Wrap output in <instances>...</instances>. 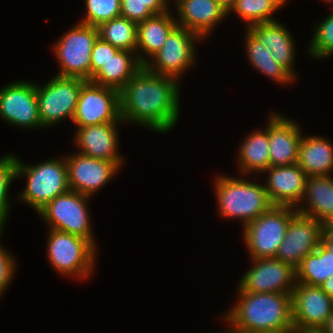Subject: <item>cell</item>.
Here are the masks:
<instances>
[{
    "label": "cell",
    "instance_id": "obj_1",
    "mask_svg": "<svg viewBox=\"0 0 333 333\" xmlns=\"http://www.w3.org/2000/svg\"><path fill=\"white\" fill-rule=\"evenodd\" d=\"M177 79L150 72L143 66L120 91L121 118L164 132L179 114Z\"/></svg>",
    "mask_w": 333,
    "mask_h": 333
},
{
    "label": "cell",
    "instance_id": "obj_2",
    "mask_svg": "<svg viewBox=\"0 0 333 333\" xmlns=\"http://www.w3.org/2000/svg\"><path fill=\"white\" fill-rule=\"evenodd\" d=\"M240 301L228 313L230 333H292V298L283 293L239 292Z\"/></svg>",
    "mask_w": 333,
    "mask_h": 333
},
{
    "label": "cell",
    "instance_id": "obj_3",
    "mask_svg": "<svg viewBox=\"0 0 333 333\" xmlns=\"http://www.w3.org/2000/svg\"><path fill=\"white\" fill-rule=\"evenodd\" d=\"M216 190L221 214L240 217L245 226L274 206L260 184L224 176L217 179Z\"/></svg>",
    "mask_w": 333,
    "mask_h": 333
},
{
    "label": "cell",
    "instance_id": "obj_4",
    "mask_svg": "<svg viewBox=\"0 0 333 333\" xmlns=\"http://www.w3.org/2000/svg\"><path fill=\"white\" fill-rule=\"evenodd\" d=\"M27 187L21 199L33 206L37 212L58 195L70 190L66 160H50L36 166H23L16 158V177L25 174Z\"/></svg>",
    "mask_w": 333,
    "mask_h": 333
},
{
    "label": "cell",
    "instance_id": "obj_5",
    "mask_svg": "<svg viewBox=\"0 0 333 333\" xmlns=\"http://www.w3.org/2000/svg\"><path fill=\"white\" fill-rule=\"evenodd\" d=\"M290 206H273L244 226V237L253 259L274 258L290 220L298 213Z\"/></svg>",
    "mask_w": 333,
    "mask_h": 333
},
{
    "label": "cell",
    "instance_id": "obj_6",
    "mask_svg": "<svg viewBox=\"0 0 333 333\" xmlns=\"http://www.w3.org/2000/svg\"><path fill=\"white\" fill-rule=\"evenodd\" d=\"M99 37L97 27L78 24L55 45L61 72L58 76L90 81L91 52Z\"/></svg>",
    "mask_w": 333,
    "mask_h": 333
},
{
    "label": "cell",
    "instance_id": "obj_7",
    "mask_svg": "<svg viewBox=\"0 0 333 333\" xmlns=\"http://www.w3.org/2000/svg\"><path fill=\"white\" fill-rule=\"evenodd\" d=\"M72 120L78 128L122 121L120 92L86 81L80 90Z\"/></svg>",
    "mask_w": 333,
    "mask_h": 333
},
{
    "label": "cell",
    "instance_id": "obj_8",
    "mask_svg": "<svg viewBox=\"0 0 333 333\" xmlns=\"http://www.w3.org/2000/svg\"><path fill=\"white\" fill-rule=\"evenodd\" d=\"M88 195L69 190L58 195L42 207L38 213L51 225V229L80 236L94 246L86 199Z\"/></svg>",
    "mask_w": 333,
    "mask_h": 333
},
{
    "label": "cell",
    "instance_id": "obj_9",
    "mask_svg": "<svg viewBox=\"0 0 333 333\" xmlns=\"http://www.w3.org/2000/svg\"><path fill=\"white\" fill-rule=\"evenodd\" d=\"M48 256L60 273L86 277L94 263L95 246L87 239L51 229Z\"/></svg>",
    "mask_w": 333,
    "mask_h": 333
},
{
    "label": "cell",
    "instance_id": "obj_10",
    "mask_svg": "<svg viewBox=\"0 0 333 333\" xmlns=\"http://www.w3.org/2000/svg\"><path fill=\"white\" fill-rule=\"evenodd\" d=\"M85 82L80 78L56 76L43 88L36 85L42 127L66 117L73 119L79 93Z\"/></svg>",
    "mask_w": 333,
    "mask_h": 333
},
{
    "label": "cell",
    "instance_id": "obj_11",
    "mask_svg": "<svg viewBox=\"0 0 333 333\" xmlns=\"http://www.w3.org/2000/svg\"><path fill=\"white\" fill-rule=\"evenodd\" d=\"M323 226L320 221L297 213L288 224L275 258L296 269L321 244Z\"/></svg>",
    "mask_w": 333,
    "mask_h": 333
},
{
    "label": "cell",
    "instance_id": "obj_12",
    "mask_svg": "<svg viewBox=\"0 0 333 333\" xmlns=\"http://www.w3.org/2000/svg\"><path fill=\"white\" fill-rule=\"evenodd\" d=\"M292 291L294 330L321 329L333 311V299L318 286L295 283Z\"/></svg>",
    "mask_w": 333,
    "mask_h": 333
},
{
    "label": "cell",
    "instance_id": "obj_13",
    "mask_svg": "<svg viewBox=\"0 0 333 333\" xmlns=\"http://www.w3.org/2000/svg\"><path fill=\"white\" fill-rule=\"evenodd\" d=\"M253 261L256 262V265H254L241 280L240 292H268L292 295L295 283H292V287L291 282L297 280L295 279V268L275 257L253 259Z\"/></svg>",
    "mask_w": 333,
    "mask_h": 333
},
{
    "label": "cell",
    "instance_id": "obj_14",
    "mask_svg": "<svg viewBox=\"0 0 333 333\" xmlns=\"http://www.w3.org/2000/svg\"><path fill=\"white\" fill-rule=\"evenodd\" d=\"M195 38L200 37L177 25L170 32L162 48L153 56L154 59L156 57L158 69L150 65L149 61L144 66L156 75L177 78L193 62Z\"/></svg>",
    "mask_w": 333,
    "mask_h": 333
},
{
    "label": "cell",
    "instance_id": "obj_15",
    "mask_svg": "<svg viewBox=\"0 0 333 333\" xmlns=\"http://www.w3.org/2000/svg\"><path fill=\"white\" fill-rule=\"evenodd\" d=\"M0 116L18 126L41 127L36 85L15 82L1 89Z\"/></svg>",
    "mask_w": 333,
    "mask_h": 333
},
{
    "label": "cell",
    "instance_id": "obj_16",
    "mask_svg": "<svg viewBox=\"0 0 333 333\" xmlns=\"http://www.w3.org/2000/svg\"><path fill=\"white\" fill-rule=\"evenodd\" d=\"M68 184L72 191L91 195L116 173L114 162L88 157L81 153L66 159Z\"/></svg>",
    "mask_w": 333,
    "mask_h": 333
},
{
    "label": "cell",
    "instance_id": "obj_17",
    "mask_svg": "<svg viewBox=\"0 0 333 333\" xmlns=\"http://www.w3.org/2000/svg\"><path fill=\"white\" fill-rule=\"evenodd\" d=\"M268 185L264 186L274 206H296L304 197L308 176L297 165L270 166Z\"/></svg>",
    "mask_w": 333,
    "mask_h": 333
},
{
    "label": "cell",
    "instance_id": "obj_18",
    "mask_svg": "<svg viewBox=\"0 0 333 333\" xmlns=\"http://www.w3.org/2000/svg\"><path fill=\"white\" fill-rule=\"evenodd\" d=\"M268 126L270 166L297 164L302 137L298 126L276 114Z\"/></svg>",
    "mask_w": 333,
    "mask_h": 333
},
{
    "label": "cell",
    "instance_id": "obj_19",
    "mask_svg": "<svg viewBox=\"0 0 333 333\" xmlns=\"http://www.w3.org/2000/svg\"><path fill=\"white\" fill-rule=\"evenodd\" d=\"M116 123L90 125L78 128L77 144L80 146L83 155L114 162L118 167L121 164V157L116 153L117 135Z\"/></svg>",
    "mask_w": 333,
    "mask_h": 333
},
{
    "label": "cell",
    "instance_id": "obj_20",
    "mask_svg": "<svg viewBox=\"0 0 333 333\" xmlns=\"http://www.w3.org/2000/svg\"><path fill=\"white\" fill-rule=\"evenodd\" d=\"M179 26L204 37L228 12L215 0H177Z\"/></svg>",
    "mask_w": 333,
    "mask_h": 333
},
{
    "label": "cell",
    "instance_id": "obj_21",
    "mask_svg": "<svg viewBox=\"0 0 333 333\" xmlns=\"http://www.w3.org/2000/svg\"><path fill=\"white\" fill-rule=\"evenodd\" d=\"M130 53L132 52L119 50L90 81L120 92L126 83L147 63V60L140 55L134 59L129 57Z\"/></svg>",
    "mask_w": 333,
    "mask_h": 333
},
{
    "label": "cell",
    "instance_id": "obj_22",
    "mask_svg": "<svg viewBox=\"0 0 333 333\" xmlns=\"http://www.w3.org/2000/svg\"><path fill=\"white\" fill-rule=\"evenodd\" d=\"M248 30L271 51L273 58L293 75L291 64L294 46L290 32L277 21L256 24Z\"/></svg>",
    "mask_w": 333,
    "mask_h": 333
},
{
    "label": "cell",
    "instance_id": "obj_23",
    "mask_svg": "<svg viewBox=\"0 0 333 333\" xmlns=\"http://www.w3.org/2000/svg\"><path fill=\"white\" fill-rule=\"evenodd\" d=\"M329 176L307 178L304 196H307L310 208L297 210L299 214L314 218L323 225L333 221V178Z\"/></svg>",
    "mask_w": 333,
    "mask_h": 333
},
{
    "label": "cell",
    "instance_id": "obj_24",
    "mask_svg": "<svg viewBox=\"0 0 333 333\" xmlns=\"http://www.w3.org/2000/svg\"><path fill=\"white\" fill-rule=\"evenodd\" d=\"M297 165L309 176H328L333 168V145L319 137H301Z\"/></svg>",
    "mask_w": 333,
    "mask_h": 333
},
{
    "label": "cell",
    "instance_id": "obj_25",
    "mask_svg": "<svg viewBox=\"0 0 333 333\" xmlns=\"http://www.w3.org/2000/svg\"><path fill=\"white\" fill-rule=\"evenodd\" d=\"M177 21L166 11L154 14L137 25V47L144 50L151 58L162 48L170 32L177 26Z\"/></svg>",
    "mask_w": 333,
    "mask_h": 333
},
{
    "label": "cell",
    "instance_id": "obj_26",
    "mask_svg": "<svg viewBox=\"0 0 333 333\" xmlns=\"http://www.w3.org/2000/svg\"><path fill=\"white\" fill-rule=\"evenodd\" d=\"M296 270V283L320 287L324 281L333 275V256L321 244L309 253Z\"/></svg>",
    "mask_w": 333,
    "mask_h": 333
},
{
    "label": "cell",
    "instance_id": "obj_27",
    "mask_svg": "<svg viewBox=\"0 0 333 333\" xmlns=\"http://www.w3.org/2000/svg\"><path fill=\"white\" fill-rule=\"evenodd\" d=\"M240 165L245 171H266L270 167L268 127L265 132H253L240 149Z\"/></svg>",
    "mask_w": 333,
    "mask_h": 333
},
{
    "label": "cell",
    "instance_id": "obj_28",
    "mask_svg": "<svg viewBox=\"0 0 333 333\" xmlns=\"http://www.w3.org/2000/svg\"><path fill=\"white\" fill-rule=\"evenodd\" d=\"M137 23L119 16L100 24L99 37L119 50L132 51L137 48Z\"/></svg>",
    "mask_w": 333,
    "mask_h": 333
},
{
    "label": "cell",
    "instance_id": "obj_29",
    "mask_svg": "<svg viewBox=\"0 0 333 333\" xmlns=\"http://www.w3.org/2000/svg\"><path fill=\"white\" fill-rule=\"evenodd\" d=\"M246 43L248 56L256 69L281 83L290 82L295 77L273 58L271 51L249 30Z\"/></svg>",
    "mask_w": 333,
    "mask_h": 333
},
{
    "label": "cell",
    "instance_id": "obj_30",
    "mask_svg": "<svg viewBox=\"0 0 333 333\" xmlns=\"http://www.w3.org/2000/svg\"><path fill=\"white\" fill-rule=\"evenodd\" d=\"M285 0H236L230 10L247 21L250 26L274 21L270 15L284 4Z\"/></svg>",
    "mask_w": 333,
    "mask_h": 333
},
{
    "label": "cell",
    "instance_id": "obj_31",
    "mask_svg": "<svg viewBox=\"0 0 333 333\" xmlns=\"http://www.w3.org/2000/svg\"><path fill=\"white\" fill-rule=\"evenodd\" d=\"M167 10V0H121V16L140 23Z\"/></svg>",
    "mask_w": 333,
    "mask_h": 333
},
{
    "label": "cell",
    "instance_id": "obj_32",
    "mask_svg": "<svg viewBox=\"0 0 333 333\" xmlns=\"http://www.w3.org/2000/svg\"><path fill=\"white\" fill-rule=\"evenodd\" d=\"M87 17L81 23L98 27L121 16V0H85Z\"/></svg>",
    "mask_w": 333,
    "mask_h": 333
},
{
    "label": "cell",
    "instance_id": "obj_33",
    "mask_svg": "<svg viewBox=\"0 0 333 333\" xmlns=\"http://www.w3.org/2000/svg\"><path fill=\"white\" fill-rule=\"evenodd\" d=\"M16 178V158L6 156L0 159V232L8 215L7 192L10 183ZM1 234V233H0Z\"/></svg>",
    "mask_w": 333,
    "mask_h": 333
},
{
    "label": "cell",
    "instance_id": "obj_34",
    "mask_svg": "<svg viewBox=\"0 0 333 333\" xmlns=\"http://www.w3.org/2000/svg\"><path fill=\"white\" fill-rule=\"evenodd\" d=\"M310 48L309 52L315 57L333 53V13L318 26Z\"/></svg>",
    "mask_w": 333,
    "mask_h": 333
},
{
    "label": "cell",
    "instance_id": "obj_35",
    "mask_svg": "<svg viewBox=\"0 0 333 333\" xmlns=\"http://www.w3.org/2000/svg\"><path fill=\"white\" fill-rule=\"evenodd\" d=\"M119 51L110 43L97 38L91 52L90 79Z\"/></svg>",
    "mask_w": 333,
    "mask_h": 333
},
{
    "label": "cell",
    "instance_id": "obj_36",
    "mask_svg": "<svg viewBox=\"0 0 333 333\" xmlns=\"http://www.w3.org/2000/svg\"><path fill=\"white\" fill-rule=\"evenodd\" d=\"M14 262L5 250L0 246V294L11 281Z\"/></svg>",
    "mask_w": 333,
    "mask_h": 333
},
{
    "label": "cell",
    "instance_id": "obj_37",
    "mask_svg": "<svg viewBox=\"0 0 333 333\" xmlns=\"http://www.w3.org/2000/svg\"><path fill=\"white\" fill-rule=\"evenodd\" d=\"M321 245L333 256V221L324 224Z\"/></svg>",
    "mask_w": 333,
    "mask_h": 333
},
{
    "label": "cell",
    "instance_id": "obj_38",
    "mask_svg": "<svg viewBox=\"0 0 333 333\" xmlns=\"http://www.w3.org/2000/svg\"><path fill=\"white\" fill-rule=\"evenodd\" d=\"M333 299V275L320 286Z\"/></svg>",
    "mask_w": 333,
    "mask_h": 333
},
{
    "label": "cell",
    "instance_id": "obj_39",
    "mask_svg": "<svg viewBox=\"0 0 333 333\" xmlns=\"http://www.w3.org/2000/svg\"><path fill=\"white\" fill-rule=\"evenodd\" d=\"M221 7H223L227 12L234 6L236 0H215Z\"/></svg>",
    "mask_w": 333,
    "mask_h": 333
},
{
    "label": "cell",
    "instance_id": "obj_40",
    "mask_svg": "<svg viewBox=\"0 0 333 333\" xmlns=\"http://www.w3.org/2000/svg\"><path fill=\"white\" fill-rule=\"evenodd\" d=\"M325 333H333V311L326 321L325 325L321 328Z\"/></svg>",
    "mask_w": 333,
    "mask_h": 333
},
{
    "label": "cell",
    "instance_id": "obj_41",
    "mask_svg": "<svg viewBox=\"0 0 333 333\" xmlns=\"http://www.w3.org/2000/svg\"><path fill=\"white\" fill-rule=\"evenodd\" d=\"M292 333H325L322 329H301L294 330Z\"/></svg>",
    "mask_w": 333,
    "mask_h": 333
}]
</instances>
